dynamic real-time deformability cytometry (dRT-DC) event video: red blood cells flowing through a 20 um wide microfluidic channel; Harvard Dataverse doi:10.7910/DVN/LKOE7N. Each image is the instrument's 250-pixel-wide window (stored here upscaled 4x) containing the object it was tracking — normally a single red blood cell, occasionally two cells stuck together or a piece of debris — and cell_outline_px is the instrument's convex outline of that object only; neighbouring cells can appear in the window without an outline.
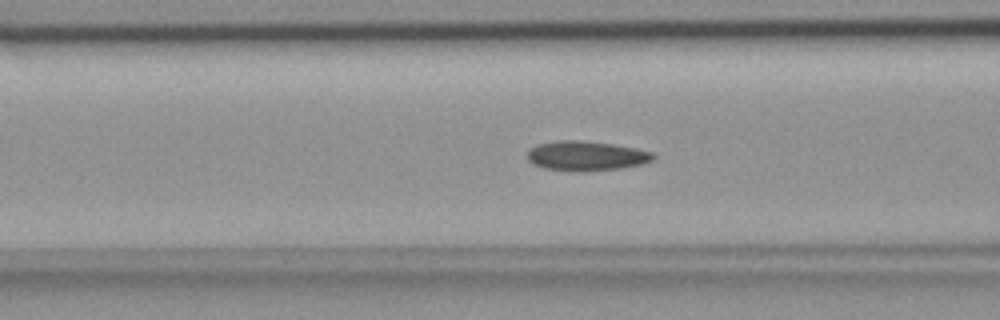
{"species": "common noctule bat (a hibernating species)", "species_latin": "Nyctalus noctula", "temperature_condition": "room temperature", "stored_images_in_passage": 45, "camera_frame_rate_fps": 3000, "um_per_image_px": 0.085, "animal": {"sex": "female", "body_mass_g": 18.4}, "frame": {"image": 1, "passage_image": 17, "time_ms": 5.333, "image_size_px": [1000, 320], "cell_outline_px": [[656, 156], [652, 160], [640, 164], [620, 168], [544, 168], [532, 164], [528, 160], [528, 148], [536, 144], [560, 140], [584, 140], [612, 144], [636, 148], [652, 152]], "centroid_in_image_um": [49.81, 13.18], "position_along_channel_um": 116.8, "area_um2": 20.75}}
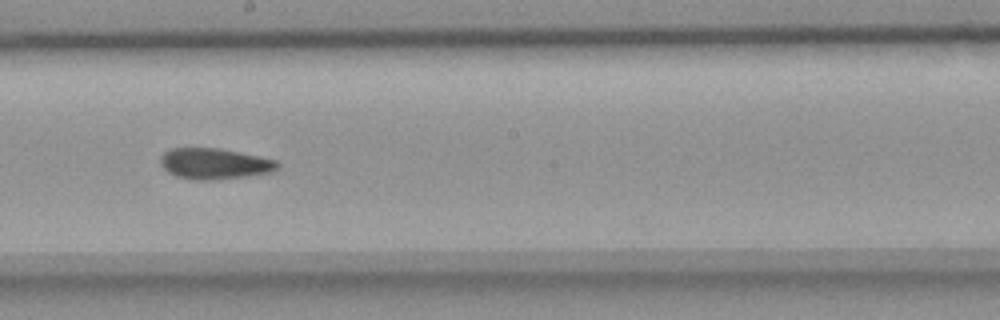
{"frame": {"image": 2, "passage_image": 26, "time_ms": 8.333, "image_size_px": [1000, 320], "cell_outline_px": [[280, 164], [276, 168], [268, 172], [244, 176], [212, 180], [192, 180], [176, 176], [168, 172], [160, 164], [160, 156], [164, 152], [172, 148], [220, 148], [276, 160]], "centroid_in_image_um": [18.16, 13.91], "position_along_channel_um": 230.0, "area_um2": 20.87}}
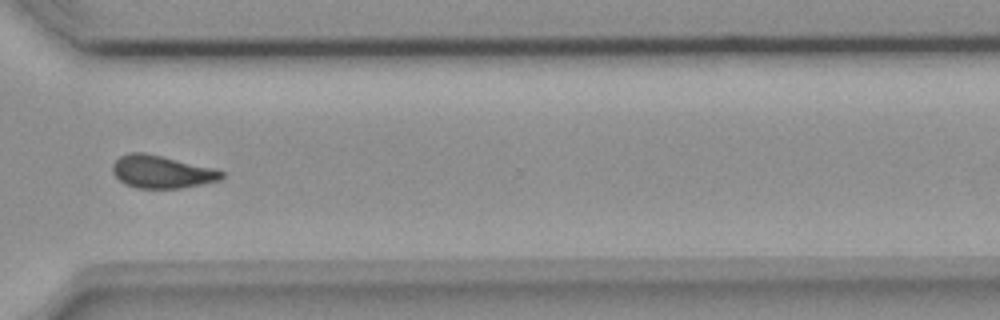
{"frame": {"image": 3, "passage_image": 36, "time_ms": 11.667, "image_size_px": [1000, 320], "cell_outline_px": [[224, 176], [220, 180], [180, 188], [136, 188], [124, 184], [112, 172], [112, 164], [120, 156], [128, 152], [144, 152], [212, 168], [224, 172]], "centroid_in_image_um": [13.69, 14.6], "position_along_channel_um": 356.9, "area_um2": 20.58}, "authors_computed_cell_mechanics": {"area_um2": 21.1548, "velocity_mm_per_s": 3.7855, "shape_relaxation_time_tau1_ms": null, "shape_relaxation_time_tau2_ms": 5.1319, "deformation_change_tau1": null, "deformation_change_tau2": 0.0911}}